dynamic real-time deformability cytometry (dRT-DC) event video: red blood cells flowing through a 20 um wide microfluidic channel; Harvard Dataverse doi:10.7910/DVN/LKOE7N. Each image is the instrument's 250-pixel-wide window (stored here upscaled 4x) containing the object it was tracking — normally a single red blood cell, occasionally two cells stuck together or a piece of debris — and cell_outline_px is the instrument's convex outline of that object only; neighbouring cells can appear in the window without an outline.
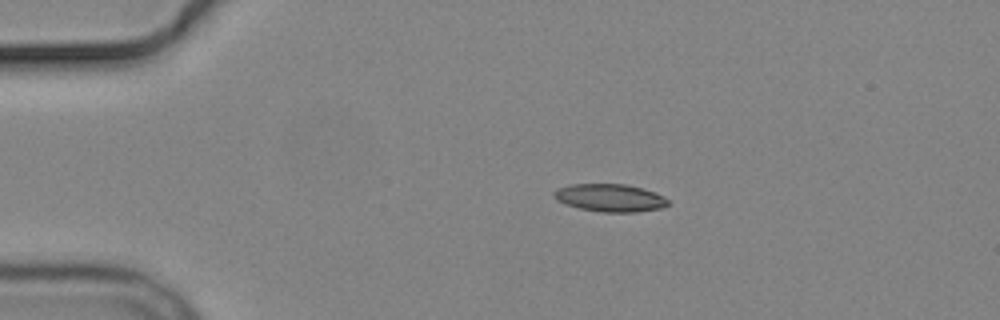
{"species": "common noctule bat (a hibernating species)", "species_latin": "Nyctalus noctula", "temperature_condition": "cold", "stored_images_in_passage": 5, "camera_frame_rate_fps": 3000, "um_per_image_px": 0.085, "animal": {"sex": "male", "body_mass_g": 19.2, "forearm_length_mm": 51.8}, "frame": {"image": 1, "passage_image": 1, "time_ms": 0.0, "image_size_px": [1000, 320], "cell_outline_px": [[668, 204], [660, 208], [636, 212], [600, 212], [580, 208], [556, 200], [552, 196], [552, 192], [556, 188], [572, 184], [624, 184], [644, 188], [656, 192], [664, 196], [668, 200]], "centroid_in_image_um": [51.84, 16.8], "position_along_channel_um": 33.2, "area_um2": 18.5}}
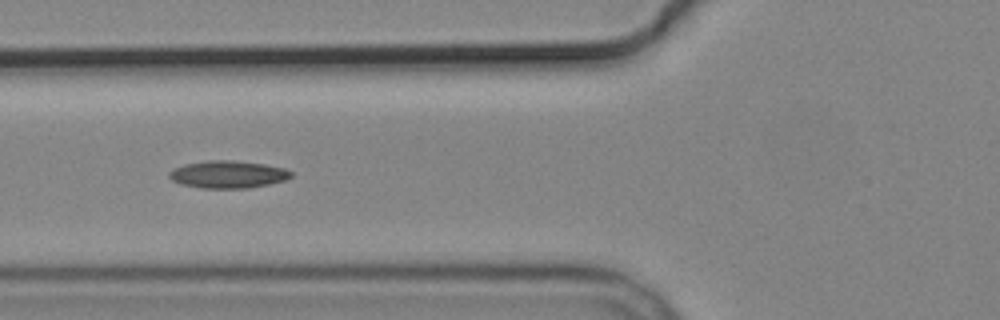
{"frame": {"image": 2, "passage_image": 4, "time_ms": 3.333, "image_size_px": [1000, 320], "cell_outline_px": [[292, 176], [284, 180], [268, 184], [248, 188], [200, 188], [180, 184], [172, 180], [168, 176], [168, 172], [172, 168], [184, 164], [208, 160], [232, 160], [264, 164], [284, 168], [292, 172]], "centroid_in_image_um": [19.32, 14.82], "position_along_channel_um": 106.5, "area_um2": 19.54}}
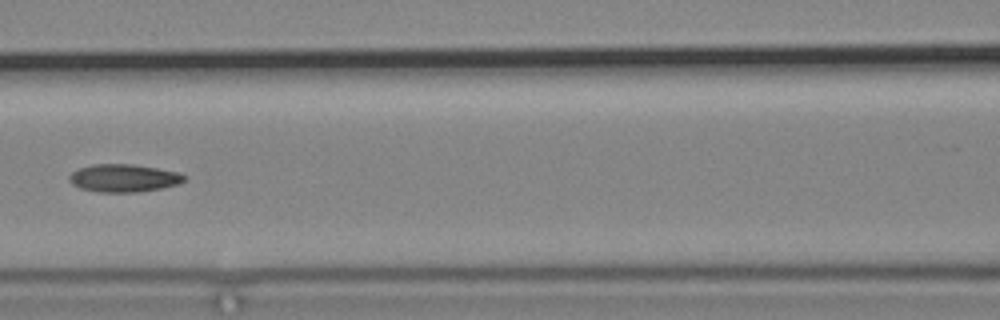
{"frame": {"image": 3, "passage_image": 5, "time_ms": 4.667, "image_size_px": [1000, 320], "cell_outline_px": [[188, 180], [180, 184], [160, 188], [136, 192], [100, 192], [80, 188], [72, 184], [68, 180], [68, 176], [72, 172], [80, 168], [92, 164], [132, 164], [180, 172], [188, 176]], "centroid_in_image_um": [10.56, 15.13], "position_along_channel_um": 156.0, "area_um2": 18.79}}